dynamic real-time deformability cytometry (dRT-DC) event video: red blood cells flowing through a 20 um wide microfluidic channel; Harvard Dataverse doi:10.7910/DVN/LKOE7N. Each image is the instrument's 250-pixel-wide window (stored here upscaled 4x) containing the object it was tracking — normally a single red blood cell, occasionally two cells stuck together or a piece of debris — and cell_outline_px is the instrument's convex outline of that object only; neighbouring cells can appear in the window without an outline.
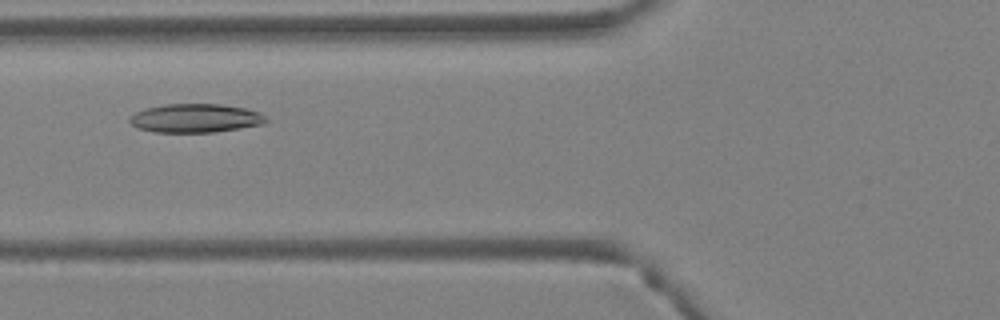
{"species": "Egyptian fruit bat (a non-hibernating species)", "species_latin": "Rousettus aegyptiacus", "temperature_condition": "warm", "stored_images_in_passage": 3, "camera_frame_rate_fps": 3000, "um_per_image_px": 0.085, "animal": {"sex": "female"}, "frame": {"image": 1, "passage_image": 3, "time_ms": 0.667, "image_size_px": [1000, 320], "cell_outline_px": [[268, 120], [264, 124], [216, 132], [156, 132], [140, 128], [132, 124], [128, 120], [136, 112], [148, 108], [164, 104], [220, 104], [244, 108], [260, 112]], "centroid_in_image_um": [16.65, 10.04], "position_along_channel_um": 109.1, "area_um2": 22.6}}